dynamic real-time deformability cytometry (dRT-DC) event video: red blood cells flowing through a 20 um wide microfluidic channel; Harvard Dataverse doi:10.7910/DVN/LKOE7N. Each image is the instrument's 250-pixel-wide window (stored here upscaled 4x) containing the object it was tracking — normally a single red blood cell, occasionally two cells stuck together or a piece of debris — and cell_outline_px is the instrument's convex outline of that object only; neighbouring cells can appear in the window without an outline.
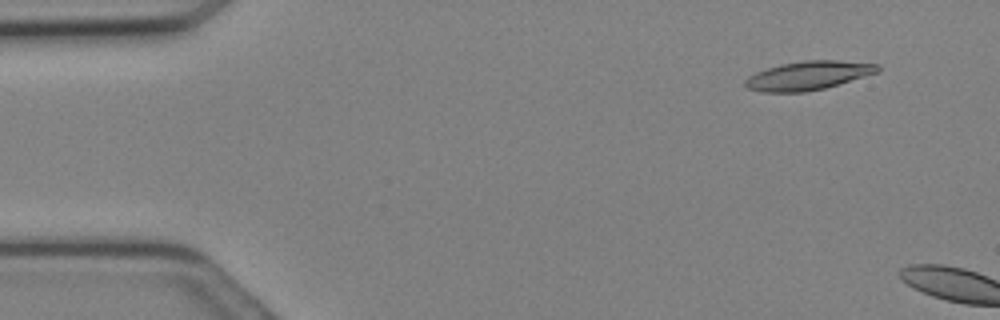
{"species": "Egyptian fruit bat (a non-hibernating species)", "species_latin": "Rousettus aegyptiacus", "temperature_condition": "cold", "stored_images_in_passage": 5, "camera_frame_rate_fps": 3000, "um_per_image_px": 0.085, "animal": {"sex": "female"}, "frame": {"image": 1, "passage_image": 3, "time_ms": 0.667, "image_size_px": [1000, 320], "cell_outline_px": [[880, 72], [824, 88], [804, 92], [760, 92], [748, 88], [744, 84], [744, 80], [748, 76], [756, 72], [780, 64], [804, 60], [836, 60], [880, 64]], "centroid_in_image_um": [68.7, 6.41], "position_along_channel_um": 16.3, "area_um2": 22.25}}